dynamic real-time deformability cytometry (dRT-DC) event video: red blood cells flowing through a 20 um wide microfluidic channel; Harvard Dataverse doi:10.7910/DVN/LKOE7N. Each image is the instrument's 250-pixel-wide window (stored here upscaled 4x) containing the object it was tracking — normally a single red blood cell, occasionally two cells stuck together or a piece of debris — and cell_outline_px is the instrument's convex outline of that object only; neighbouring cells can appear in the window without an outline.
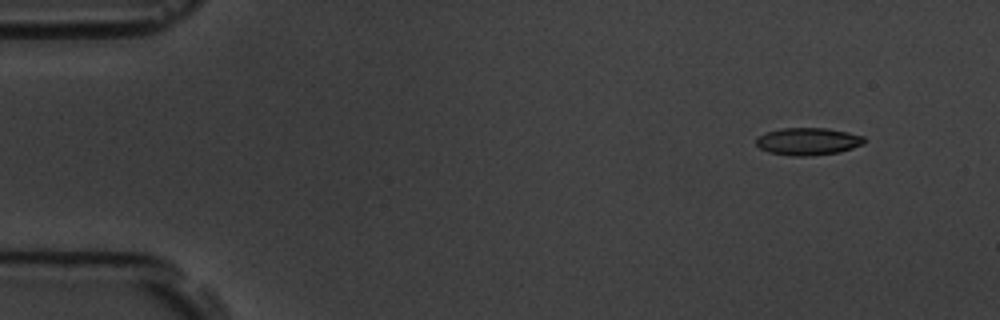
{"species": "common noctule bat (a hibernating species)", "species_latin": "Nyctalus noctula", "temperature_condition": "room temperature", "stored_images_in_passage": 53, "camera_frame_rate_fps": 3000, "um_per_image_px": 0.085, "animal": {"sex": "male", "body_mass_g": 19.5, "forearm_length_mm": 54.6}, "frame": {"image": 1, "passage_image": 1, "time_ms": 0.0, "image_size_px": [1000, 320], "cell_outline_px": [[864, 144], [840, 152], [812, 156], [792, 156], [768, 152], [760, 148], [756, 144], [756, 136], [780, 128], [828, 128], [848, 132], [864, 136]], "centroid_in_image_um": [68.67, 12.02], "position_along_channel_um": 16.3, "area_um2": 17.4}}
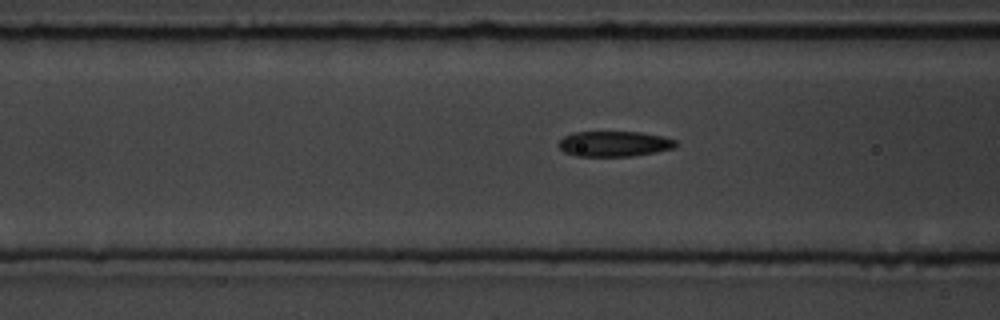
{"frame": {"image": 2, "passage_image": 18, "time_ms": 5.667, "image_size_px": [1000, 320], "cell_outline_px": [[680, 144], [676, 148], [656, 152], [632, 156], [576, 156], [564, 152], [560, 148], [560, 140], [564, 136], [572, 132], [640, 132], [660, 136], [676, 140]], "centroid_in_image_um": [52.25, 12.23], "position_along_channel_um": 114.4, "area_um2": 17.4}}
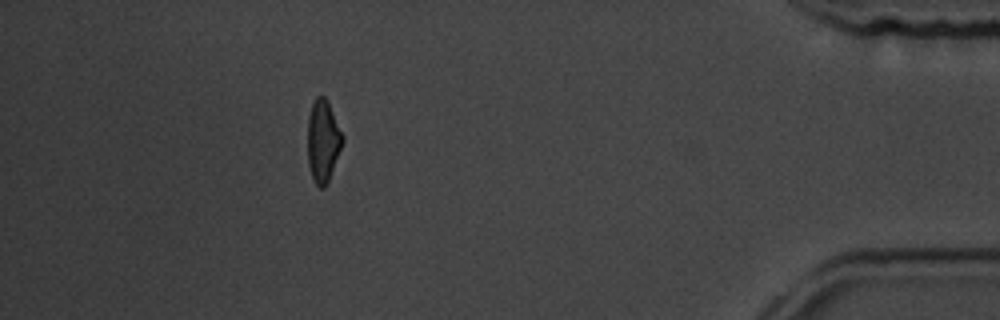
{"frame": {"image": 3, "passage_image": 47, "time_ms": 15.333, "image_size_px": [1000, 320], "cell_outline_px": [[344, 140], [328, 180], [324, 188], [320, 188], [316, 184], [312, 176], [308, 164], [308, 116], [312, 104], [316, 96], [324, 96], [328, 100], [344, 136]], "centroid_in_image_um": [27.46, 11.94], "position_along_channel_um": 407.7, "area_um2": 16.65}, "authors_computed_cell_mechanics": {"area_um2": 17.7446, "velocity_mm_per_s": 3.5843, "shape_relaxation_time_tau1_ms": 4.0513, "shape_relaxation_time_tau2_ms": 2.201, "deformation_change_tau1": 0.1375, "deformation_change_tau2": 0.0935}}